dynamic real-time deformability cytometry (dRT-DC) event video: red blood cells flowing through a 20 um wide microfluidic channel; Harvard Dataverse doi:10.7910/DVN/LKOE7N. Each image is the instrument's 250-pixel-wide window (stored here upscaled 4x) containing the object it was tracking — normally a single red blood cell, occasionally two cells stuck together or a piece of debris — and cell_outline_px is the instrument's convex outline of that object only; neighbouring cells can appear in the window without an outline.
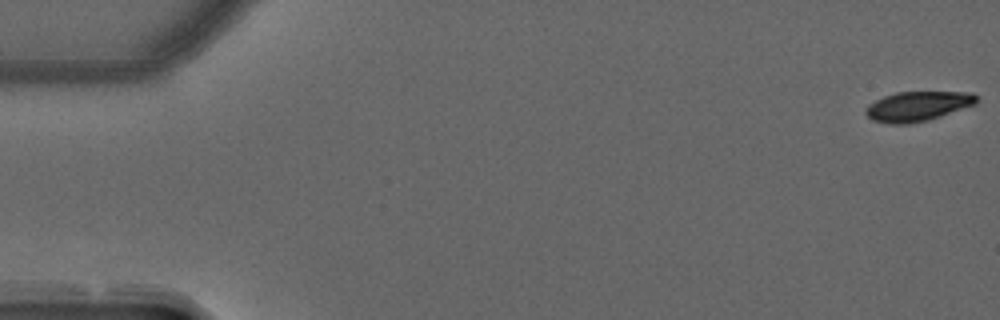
{"species": "common noctule bat (a hibernating species)", "species_latin": "Nyctalus noctula", "temperature_condition": "warm", "stored_images_in_passage": 16, "camera_frame_rate_fps": 3000, "um_per_image_px": 0.085, "animal": {"sex": "male", "forearm_length_mm": 52.5}, "frame": {"image": 1, "passage_image": 1, "time_ms": 0.0, "image_size_px": [1000, 320], "cell_outline_px": [[976, 104], [928, 120], [908, 124], [892, 124], [872, 120], [864, 112], [864, 108], [868, 104], [884, 96], [896, 92], [972, 92], [976, 96]], "centroid_in_image_um": [77.96, 9.03], "position_along_channel_um": 7.0, "area_um2": 19.13}}
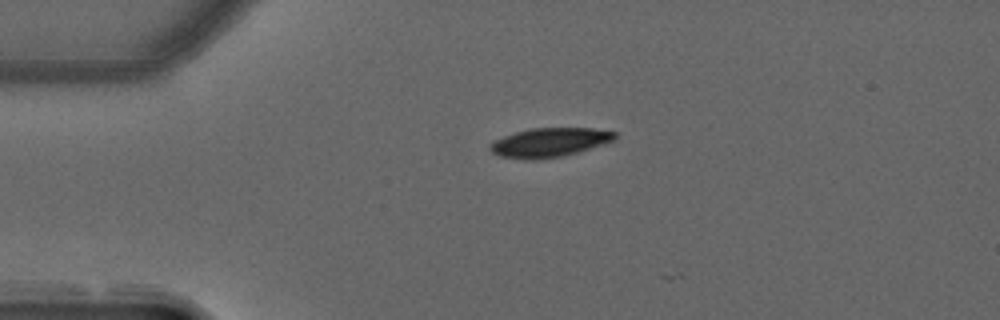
{"frame": {"image": 2, "passage_image": 13, "time_ms": 4.0, "image_size_px": [1000, 320], "cell_outline_px": [[616, 140], [604, 144], [576, 152], [560, 156], [532, 160], [524, 160], [500, 156], [492, 152], [488, 148], [488, 144], [504, 136], [516, 132], [532, 128], [592, 128], [616, 132]], "centroid_in_image_um": [46.69, 12.1], "position_along_channel_um": 38.3, "area_um2": 21.04}}